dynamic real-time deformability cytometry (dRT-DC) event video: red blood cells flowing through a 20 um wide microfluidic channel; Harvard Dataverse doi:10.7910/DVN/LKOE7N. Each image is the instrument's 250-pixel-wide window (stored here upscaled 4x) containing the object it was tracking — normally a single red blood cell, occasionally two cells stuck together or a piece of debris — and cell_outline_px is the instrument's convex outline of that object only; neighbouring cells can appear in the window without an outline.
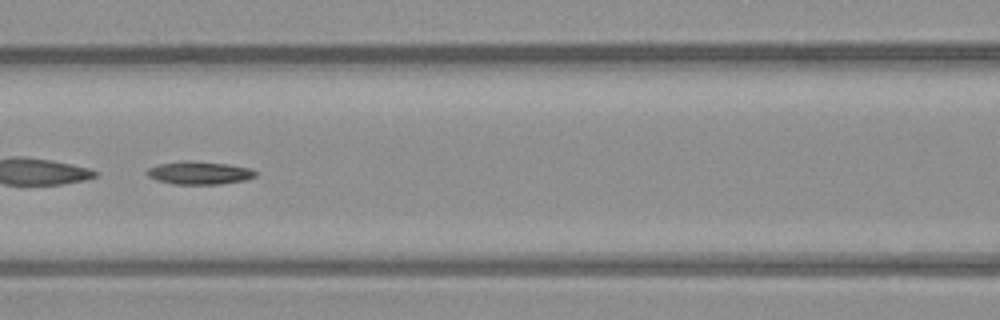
{"species": "common noctule bat (a hibernating species)", "species_latin": "Nyctalus noctula", "temperature_condition": "warm", "stored_images_in_passage": 54, "camera_frame_rate_fps": 3000, "um_per_image_px": 0.085, "animal": {"sex": "male", "body_mass_g": 23.1, "forearm_length_mm": 52.7}, "frame": {"image": 1, "passage_image": 24, "time_ms": 7.667, "image_size_px": [1000, 320], "cell_outline_px": [[256, 176], [244, 180], [220, 184], [172, 184], [156, 180], [148, 176], [144, 172], [148, 168], [160, 164], [184, 160], [192, 160], [228, 164], [252, 168], [256, 172]], "centroid_in_image_um": [16.92, 14.69], "position_along_channel_um": 149.7, "area_um2": 14.68}}